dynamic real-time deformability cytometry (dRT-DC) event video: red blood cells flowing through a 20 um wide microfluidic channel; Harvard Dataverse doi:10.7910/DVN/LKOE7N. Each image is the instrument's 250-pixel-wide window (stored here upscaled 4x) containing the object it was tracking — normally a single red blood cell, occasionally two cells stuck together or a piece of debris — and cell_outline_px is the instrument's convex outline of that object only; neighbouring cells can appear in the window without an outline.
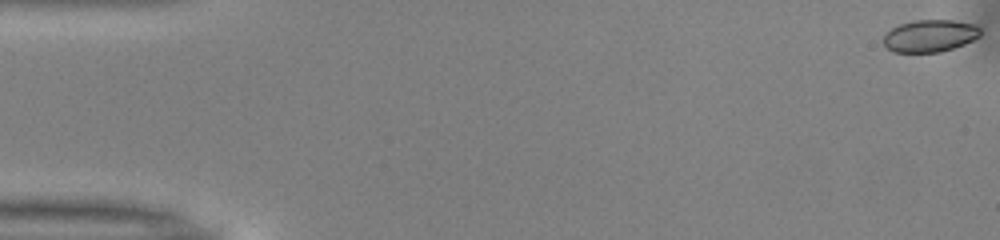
{"species": "common noctule bat (a hibernating species)", "species_latin": "Nyctalus noctula", "temperature_condition": "warm", "stored_images_in_passage": 12, "camera_frame_rate_fps": 3000, "um_per_image_px": 0.085, "animal": {"sex": "male", "body_mass_g": 13.0, "forearm_length_mm": 53.1}, "frame": {"image": 1, "passage_image": 1, "time_ms": 0.0, "image_size_px": [1000, 240], "cell_outline_px": [[980, 36], [964, 44], [940, 52], [892, 52], [884, 44], [884, 36], [892, 28], [900, 24], [912, 20], [952, 20], [976, 24], [980, 28]], "centroid_in_image_um": [79.06, 3.04], "position_along_channel_um": 5.9, "area_um2": 18.15}}